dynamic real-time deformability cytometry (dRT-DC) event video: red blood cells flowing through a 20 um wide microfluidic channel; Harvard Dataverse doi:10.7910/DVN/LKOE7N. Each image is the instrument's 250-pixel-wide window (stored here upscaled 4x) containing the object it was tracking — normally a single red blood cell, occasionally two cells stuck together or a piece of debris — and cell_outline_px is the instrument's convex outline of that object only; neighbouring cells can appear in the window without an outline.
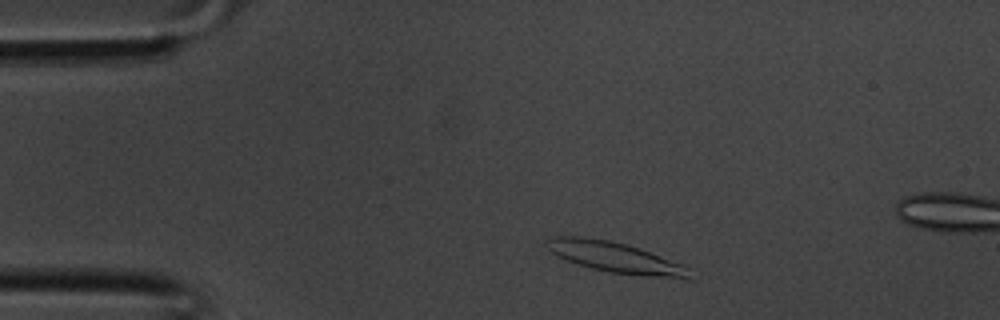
{"species": "common noctule bat (a hibernating species)", "species_latin": "Nyctalus noctula", "temperature_condition": "room temperature", "stored_images_in_passage": 33, "segment_of_instrument_passage": [1, 2], "camera_frame_rate_fps": 3000, "um_per_image_px": 0.085, "animal": {"sex": "male", "body_mass_g": 20.1, "forearm_length_mm": 53.5}, "frame": {"image": 1, "passage_image": 2, "time_ms": 0.333, "image_size_px": [1000, 320], "cell_outline_px": [[696, 280], [692, 280], [640, 276], [608, 272], [576, 264], [556, 256], [544, 244], [544, 240], [548, 236], [584, 236], [608, 240], [628, 244], [640, 248], [680, 264], [688, 268]], "centroid_in_image_um": [52.29, 21.89], "position_along_channel_um": 32.7, "area_um2": 26.07}}
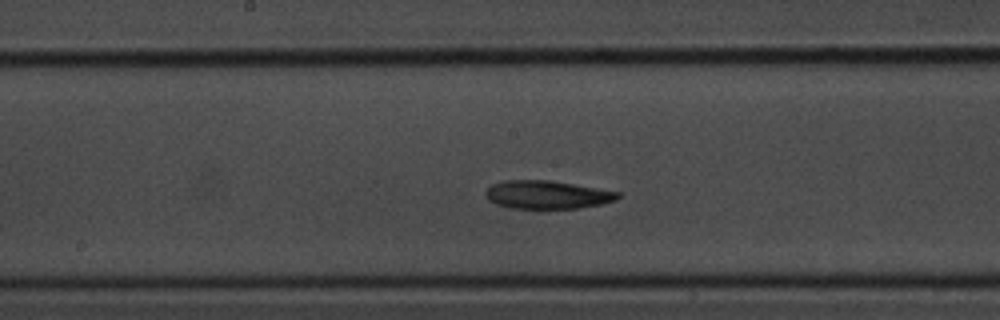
{"frame": {"image": 2, "passage_image": 14, "time_ms": 4.333, "image_size_px": [1000, 320], "cell_outline_px": [[620, 196], [616, 200], [600, 204], [576, 208], [512, 208], [496, 204], [488, 200], [484, 192], [492, 184], [504, 180], [552, 180], [620, 192]], "centroid_in_image_um": [46.49, 16.54], "position_along_channel_um": 201.7, "area_um2": 21.68}}
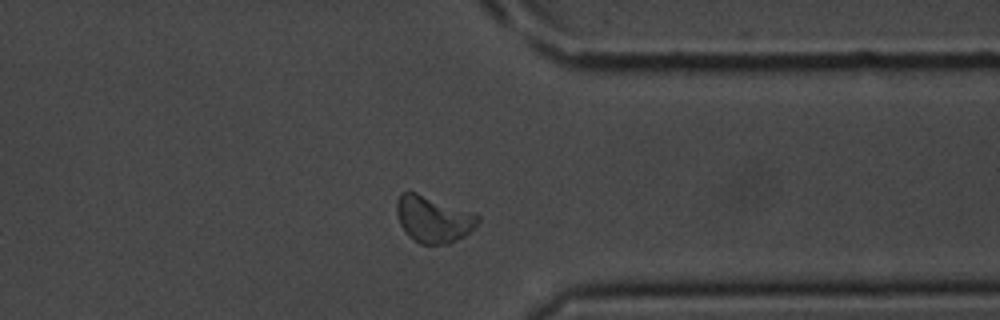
{"frame": {"image": 3, "passage_image": 24, "time_ms": 7.667, "image_size_px": [1000, 320], "cell_outline_px": [[480, 220], [476, 228], [464, 236], [448, 244], [420, 244], [412, 240], [404, 232], [400, 224], [396, 212], [396, 200], [400, 192], [416, 192], [476, 212], [480, 216]], "centroid_in_image_um": [36.85, 18.62], "position_along_channel_um": 374.6, "area_um2": 22.6}}